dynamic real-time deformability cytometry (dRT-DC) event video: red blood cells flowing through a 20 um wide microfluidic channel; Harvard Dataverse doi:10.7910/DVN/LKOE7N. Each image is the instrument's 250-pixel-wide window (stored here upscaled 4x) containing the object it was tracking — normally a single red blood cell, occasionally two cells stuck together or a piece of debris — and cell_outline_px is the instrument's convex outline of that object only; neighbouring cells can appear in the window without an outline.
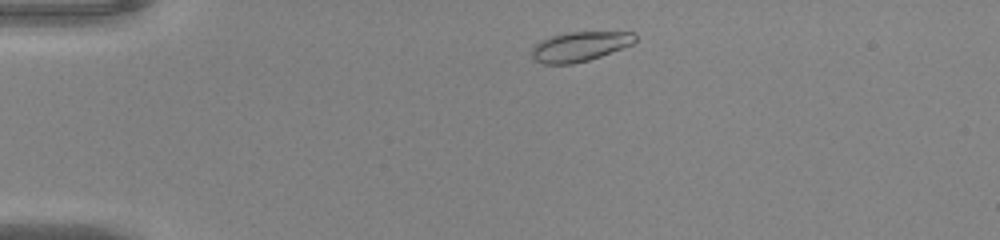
{"species": "common noctule bat (a hibernating species)", "species_latin": "Nyctalus noctula", "temperature_condition": "warm", "stored_images_in_passage": 42, "camera_frame_rate_fps": 3000, "um_per_image_px": 0.085, "animal": {"sex": "male", "body_mass_g": 20.0, "forearm_length_mm": 53.3}, "frame": {"image": 1, "passage_image": 3, "time_ms": 0.667, "image_size_px": [1000, 240], "cell_outline_px": [[636, 40], [632, 44], [600, 56], [588, 60], [572, 64], [544, 64], [536, 60], [532, 56], [532, 48], [540, 40], [552, 36], [568, 32], [632, 32], [636, 36]], "centroid_in_image_um": [49.27, 3.95], "position_along_channel_um": 35.7, "area_um2": 17.63}}
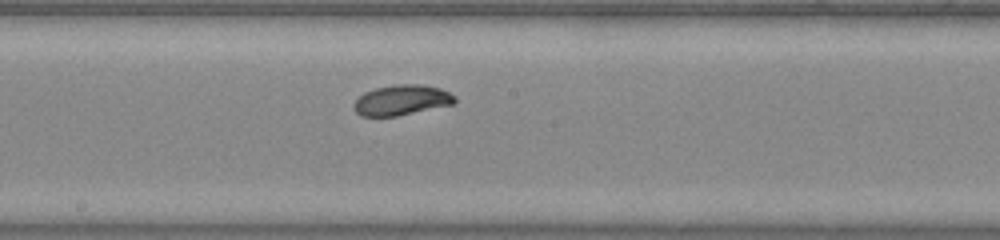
{"frame": {"image": 2, "passage_image": 20, "time_ms": 6.333, "image_size_px": [1000, 240], "cell_outline_px": [[456, 104], [396, 116], [360, 116], [352, 108], [352, 104], [364, 92], [376, 88], [396, 84], [420, 84], [440, 88], [456, 96]], "centroid_in_image_um": [34.15, 8.51], "position_along_channel_um": 214.1, "area_um2": 17.98}}
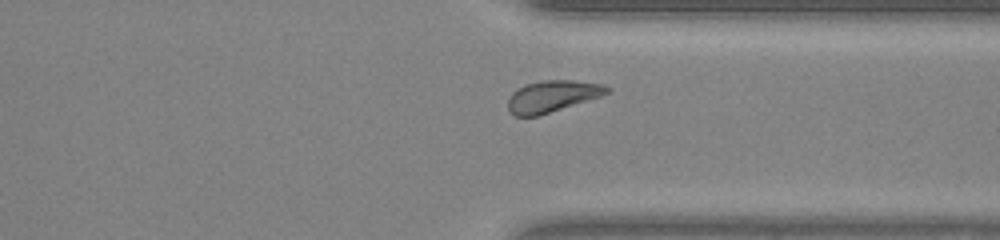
{"frame": {"image": 3, "passage_image": 31, "time_ms": 10.0, "image_size_px": [1000, 240], "cell_outline_px": [[612, 88], [608, 92], [600, 96], [588, 100], [536, 116], [516, 116], [508, 108], [508, 100], [512, 92], [524, 84], [544, 80], [572, 80], [604, 84]], "centroid_in_image_um": [46.95, 8.16], "position_along_channel_um": 364.5, "area_um2": 17.98}, "authors_computed_cell_mechanics": {"area_um2": 17.8024, "velocity_mm_per_s": 4.0899, "shape_relaxation_time_tau1_ms": 2.4713, "shape_relaxation_time_tau2_ms": null, "deformation_change_tau1": 0.1271, "deformation_change_tau2": null}}